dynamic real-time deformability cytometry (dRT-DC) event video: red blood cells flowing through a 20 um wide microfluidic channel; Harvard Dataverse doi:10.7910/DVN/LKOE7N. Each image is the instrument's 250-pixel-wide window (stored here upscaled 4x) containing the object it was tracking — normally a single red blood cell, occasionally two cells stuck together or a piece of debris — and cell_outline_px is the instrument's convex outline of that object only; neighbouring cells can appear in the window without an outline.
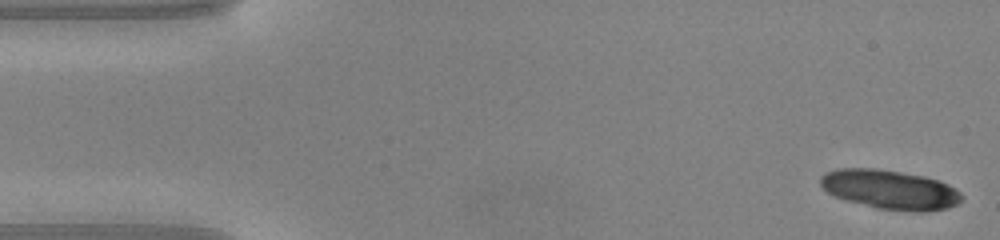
{"species": "common noctule bat (a hibernating species)", "species_latin": "Nyctalus noctula", "temperature_condition": "warm", "stored_images_in_passage": 15, "camera_frame_rate_fps": 3000, "um_per_image_px": 0.085, "animal": {"sex": "male", "body_mass_g": 20.0, "forearm_length_mm": 53.3}, "frame": {"image": 1, "passage_image": 1, "time_ms": 0.0, "image_size_px": [1000, 240], "cell_outline_px": [[964, 196], [956, 204], [948, 208], [924, 212], [916, 212], [876, 208], [848, 200], [836, 196], [828, 192], [820, 184], [820, 176], [824, 172], [836, 168], [876, 168], [924, 176], [940, 180], [956, 188]], "centroid_in_image_um": [75.67, 16.1], "position_along_channel_um": 9.3, "area_um2": 32.43}}
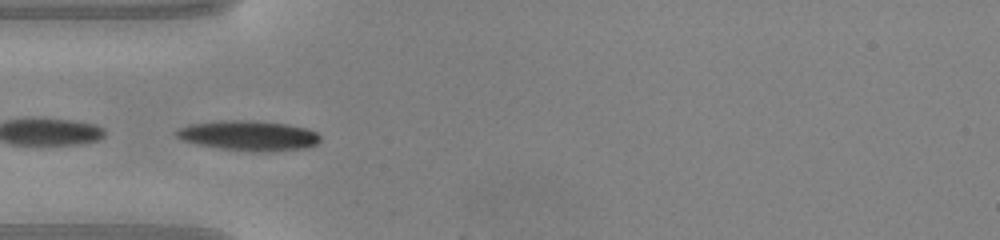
{"frame": {"image": 2, "passage_image": 14, "time_ms": 4.333, "image_size_px": [1000, 240], "cell_outline_px": [[320, 140], [316, 144], [308, 148], [220, 148], [200, 144], [184, 140], [176, 136], [172, 132], [188, 124], [220, 120], [256, 120], [288, 124], [304, 128], [316, 132], [320, 136]], "centroid_in_image_um": [21.07, 11.45], "position_along_channel_um": 63.9, "area_um2": 23.87}}